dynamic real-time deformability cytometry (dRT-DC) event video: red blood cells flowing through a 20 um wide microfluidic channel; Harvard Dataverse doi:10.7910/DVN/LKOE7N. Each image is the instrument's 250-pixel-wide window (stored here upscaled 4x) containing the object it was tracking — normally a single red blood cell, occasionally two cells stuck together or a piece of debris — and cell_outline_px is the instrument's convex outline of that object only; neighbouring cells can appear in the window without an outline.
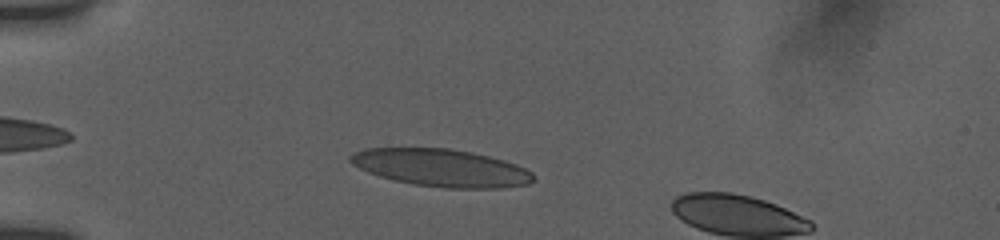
{"species": "human", "species_latin": "Homo sapiens", "temperature_condition": "room temperature", "stored_images_in_passage": 14, "camera_frame_rate_fps": 3000, "um_per_image_px": 0.085, "donor": {"sex": "female"}, "frame": {"image": 1, "passage_image": 11, "time_ms": 2.0, "image_size_px": [1000, 240], "cell_outline_px": [[536, 180], [528, 184], [500, 188], [444, 188], [412, 184], [392, 180], [368, 172], [352, 164], [348, 160], [348, 156], [352, 152], [364, 148], [448, 148], [472, 152], [504, 160], [516, 164], [532, 172], [536, 176]], "centroid_in_image_um": [37.49, 14.26], "position_along_channel_um": 47.5, "area_um2": 40.29}}